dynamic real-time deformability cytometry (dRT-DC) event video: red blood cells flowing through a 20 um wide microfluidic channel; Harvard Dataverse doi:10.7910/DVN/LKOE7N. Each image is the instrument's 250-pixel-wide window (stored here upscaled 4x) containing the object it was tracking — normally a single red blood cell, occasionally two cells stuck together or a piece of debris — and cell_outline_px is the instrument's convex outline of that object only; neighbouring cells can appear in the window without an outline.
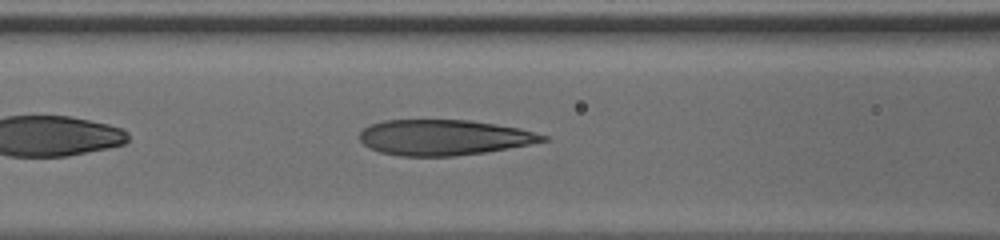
{"species": "human", "species_latin": "Homo sapiens", "temperature_condition": "cold", "stored_images_in_passage": 31, "camera_frame_rate_fps": 3000, "um_per_image_px": 0.085, "donor": {"sex": "male"}, "frame": {"image": 1, "passage_image": 7, "time_ms": 2.0, "image_size_px": [1000, 240], "cell_outline_px": [[548, 140], [508, 148], [484, 152], [452, 156], [400, 156], [380, 152], [368, 148], [360, 140], [360, 132], [368, 124], [384, 120], [468, 120], [496, 124], [520, 128], [548, 136]], "centroid_in_image_um": [37.69, 11.68], "position_along_channel_um": 128.9, "area_um2": 37.86}}
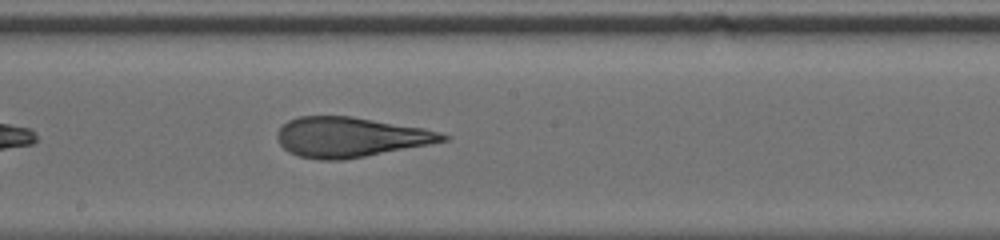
{"frame": {"image": 2, "passage_image": 14, "time_ms": 4.333, "image_size_px": [1000, 240], "cell_outline_px": [[452, 136], [448, 140], [428, 144], [364, 156], [340, 160], [320, 160], [300, 156], [288, 152], [280, 144], [276, 136], [276, 132], [288, 120], [300, 116], [352, 116], [424, 128], [440, 132]], "centroid_in_image_um": [29.76, 11.64], "position_along_channel_um": 218.4, "area_um2": 38.32}}
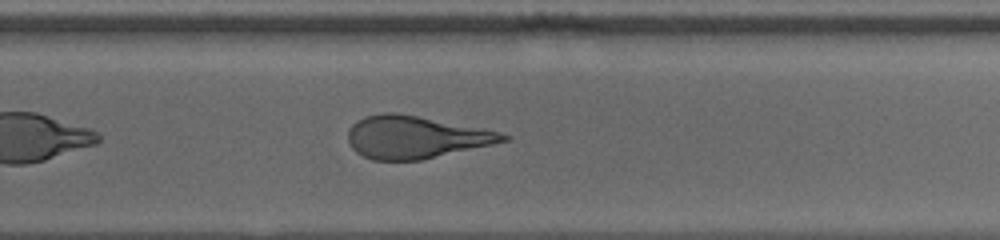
{"frame": {"image": 3, "passage_image": 20, "time_ms": 6.333, "image_size_px": [1000, 240], "cell_outline_px": [[512, 136], [508, 140], [492, 144], [420, 160], [372, 160], [356, 152], [352, 148], [348, 140], [348, 132], [352, 124], [364, 116], [384, 112], [396, 112], [500, 132]], "centroid_in_image_um": [35.27, 11.66], "position_along_channel_um": 294.5, "area_um2": 37.92}}